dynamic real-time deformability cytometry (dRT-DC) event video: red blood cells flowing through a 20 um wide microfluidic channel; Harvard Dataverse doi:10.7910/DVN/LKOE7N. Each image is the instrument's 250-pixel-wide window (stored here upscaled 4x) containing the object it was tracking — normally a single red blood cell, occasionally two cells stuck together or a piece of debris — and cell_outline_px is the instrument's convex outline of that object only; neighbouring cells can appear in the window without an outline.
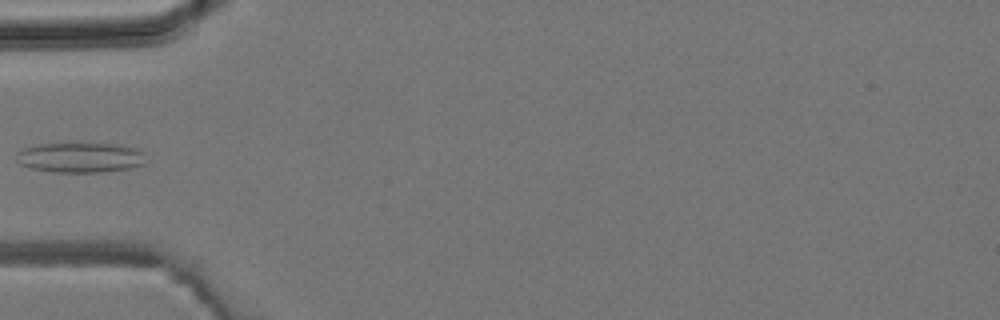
{"species": "common noctule bat (a hibernating species)", "species_latin": "Nyctalus noctula", "temperature_condition": "room temperature", "stored_images_in_passage": 4, "camera_frame_rate_fps": 3000, "um_per_image_px": 0.085, "animal": {"sex": "male", "body_mass_g": 19.2, "forearm_length_mm": 51.8}, "frame": {"image": 1, "passage_image": 4, "time_ms": 4.333, "image_size_px": [1000, 320], "cell_outline_px": [[144, 164], [128, 168], [100, 172], [52, 172], [32, 168], [20, 164], [16, 160], [16, 152], [24, 148], [36, 144], [120, 144], [136, 148], [144, 152]], "centroid_in_image_um": [6.8, 13.39], "position_along_channel_um": 78.2, "area_um2": 22.6}}